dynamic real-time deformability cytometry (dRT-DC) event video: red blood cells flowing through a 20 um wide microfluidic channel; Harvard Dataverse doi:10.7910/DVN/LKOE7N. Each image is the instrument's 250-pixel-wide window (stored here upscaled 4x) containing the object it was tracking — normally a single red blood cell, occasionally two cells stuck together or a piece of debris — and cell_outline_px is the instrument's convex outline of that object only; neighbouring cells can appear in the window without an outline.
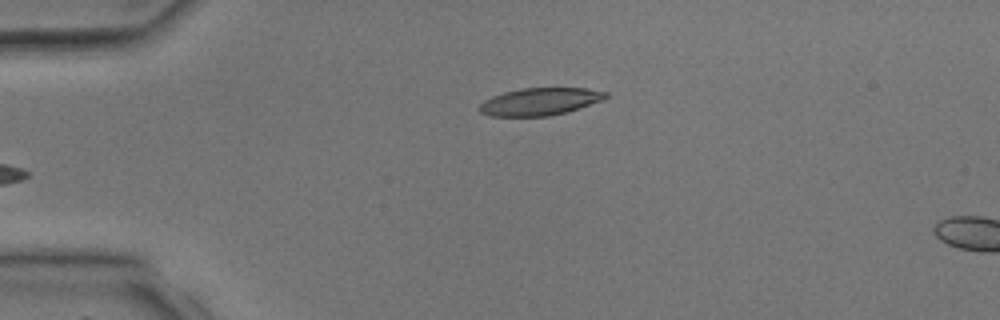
{"species": "common noctule bat (a hibernating species)", "species_latin": "Nyctalus noctula", "temperature_condition": "room temperature", "stored_images_in_passage": 3, "camera_frame_rate_fps": 3000, "um_per_image_px": 0.085, "animal": {"sex": "male", "body_mass_g": 17.9, "forearm_length_mm": 54.2}, "frame": {"image": 1, "passage_image": 3, "time_ms": 2.333, "image_size_px": [1000, 320], "cell_outline_px": [[608, 96], [600, 100], [568, 112], [548, 116], [492, 116], [480, 112], [480, 104], [484, 100], [492, 96], [504, 92], [524, 88], [588, 88], [608, 92]], "centroid_in_image_um": [45.89, 8.63], "position_along_channel_um": 39.1, "area_um2": 20.0}}